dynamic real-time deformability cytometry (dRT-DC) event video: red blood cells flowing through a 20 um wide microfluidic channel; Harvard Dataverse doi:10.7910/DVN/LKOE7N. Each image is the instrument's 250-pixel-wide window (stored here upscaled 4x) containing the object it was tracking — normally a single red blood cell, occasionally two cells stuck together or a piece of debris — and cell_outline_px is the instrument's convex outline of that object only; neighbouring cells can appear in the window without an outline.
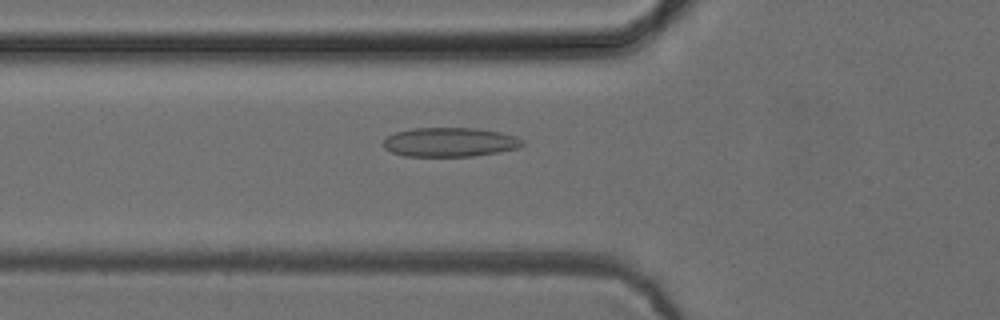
{"species": "common noctule bat (a hibernating species)", "species_latin": "Nyctalus noctula", "temperature_condition": "cold", "stored_images_in_passage": 41, "camera_frame_rate_fps": 3000, "um_per_image_px": 0.085, "animal": {"sex": "female", "body_mass_g": 24.6, "forearm_length_mm": 56.2}, "frame": {"image": 1, "passage_image": 14, "time_ms": 4.333, "image_size_px": [1000, 320], "cell_outline_px": [[524, 144], [520, 148], [500, 152], [472, 156], [404, 156], [392, 152], [384, 148], [384, 140], [388, 136], [396, 132], [412, 128], [476, 128], [500, 132], [516, 136], [524, 140]], "centroid_in_image_um": [38.28, 12.08], "position_along_channel_um": 87.5, "area_um2": 23.76}}
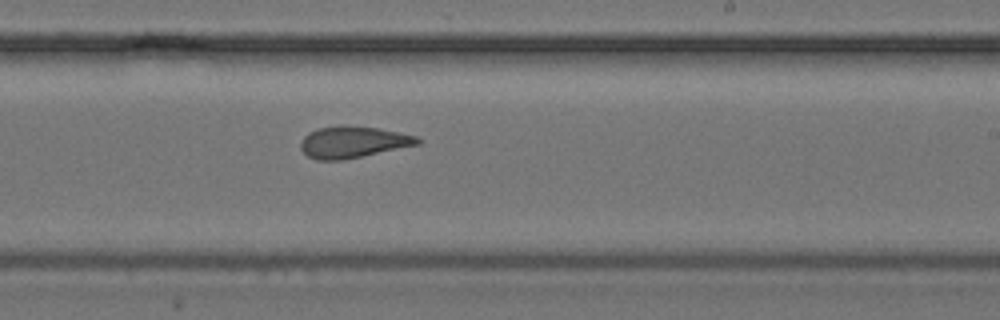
{"frame": {"image": 2, "passage_image": 27, "time_ms": 8.667, "image_size_px": [1000, 320], "cell_outline_px": [[420, 144], [344, 160], [316, 160], [308, 156], [300, 148], [300, 144], [304, 136], [308, 132], [316, 128], [340, 124], [344, 124], [376, 128], [416, 136], [420, 140]], "centroid_in_image_um": [29.95, 12.07], "position_along_channel_um": 259.1, "area_um2": 21.62}}
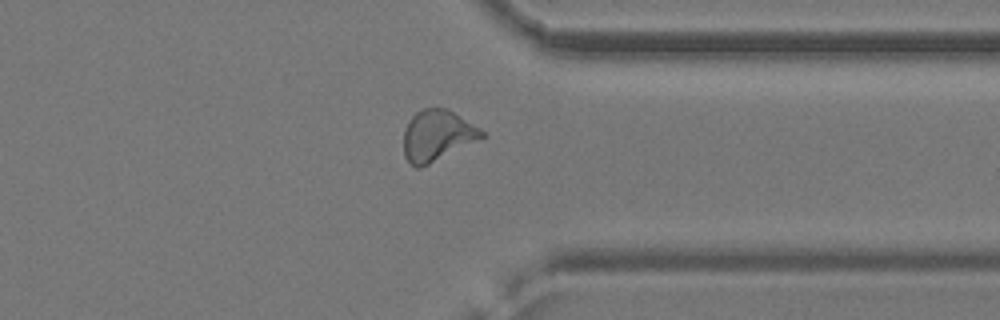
{"frame": {"image": 3, "passage_image": 36, "time_ms": 11.667, "image_size_px": [1000, 320], "cell_outline_px": [[488, 136], [420, 168], [416, 168], [404, 156], [404, 128], [408, 120], [416, 112], [424, 108], [448, 108], [480, 128]], "centroid_in_image_um": [37.18, 11.51], "position_along_channel_um": 374.2, "area_um2": 23.29}, "authors_computed_cell_mechanics": {"area_um2": 22.0796, "velocity_mm_per_s": 3.9432, "shape_relaxation_time_tau1_ms": null, "shape_relaxation_time_tau2_ms": 2.1995, "deformation_change_tau1": null, "deformation_change_tau2": 0.1099}}